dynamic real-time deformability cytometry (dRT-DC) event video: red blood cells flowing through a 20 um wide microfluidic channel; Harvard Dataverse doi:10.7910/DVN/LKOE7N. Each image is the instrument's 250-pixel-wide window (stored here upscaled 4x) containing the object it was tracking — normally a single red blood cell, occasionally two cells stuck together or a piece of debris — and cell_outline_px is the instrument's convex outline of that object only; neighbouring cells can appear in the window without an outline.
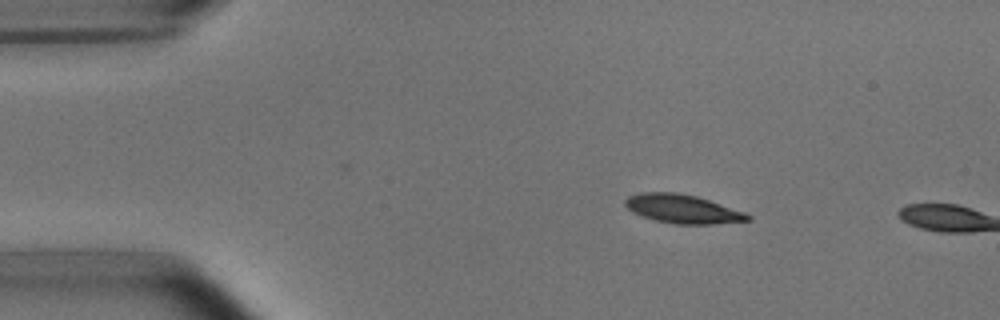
{"species": "common noctule bat (a hibernating species)", "species_latin": "Nyctalus noctula", "temperature_condition": "room temperature", "stored_images_in_passage": 3, "camera_frame_rate_fps": 3000, "um_per_image_px": 0.085, "animal": {"sex": "male", "body_mass_g": 15.6}, "frame": {"image": 1, "passage_image": 2, "time_ms": 1.333, "image_size_px": [1000, 320], "cell_outline_px": [[752, 220], [712, 224], [676, 224], [656, 220], [632, 212], [624, 204], [624, 200], [628, 196], [640, 192], [676, 192], [696, 196], [744, 212], [752, 216]], "centroid_in_image_um": [58.0, 17.75], "position_along_channel_um": 27.0, "area_um2": 20.35}}